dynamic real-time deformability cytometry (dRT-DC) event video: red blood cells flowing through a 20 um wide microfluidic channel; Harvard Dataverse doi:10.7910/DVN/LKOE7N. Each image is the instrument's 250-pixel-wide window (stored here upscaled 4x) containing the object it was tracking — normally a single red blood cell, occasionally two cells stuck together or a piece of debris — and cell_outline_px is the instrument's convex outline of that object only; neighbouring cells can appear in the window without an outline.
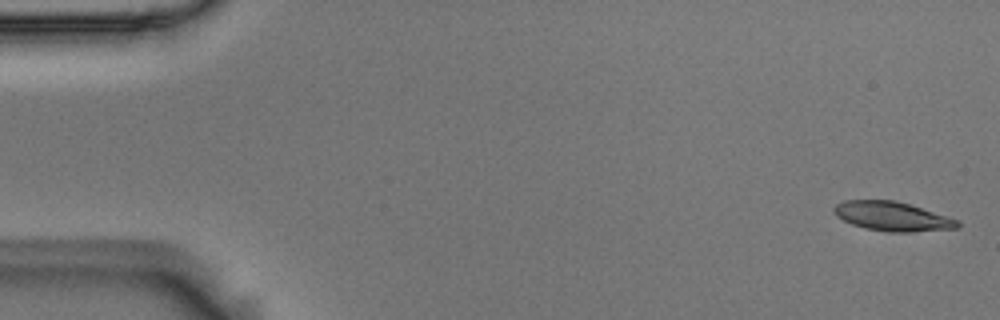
{"species": "Egyptian fruit bat (a non-hibernating species)", "species_latin": "Rousettus aegyptiacus", "temperature_condition": "room temperature", "stored_images_in_passage": 5, "camera_frame_rate_fps": 3000, "um_per_image_px": 0.085, "animal": {"sex": "male"}, "frame": {"image": 1, "passage_image": 1, "time_ms": 0.0, "image_size_px": [1000, 320], "cell_outline_px": [[960, 228], [912, 232], [888, 232], [864, 228], [852, 224], [836, 216], [832, 212], [832, 208], [836, 204], [844, 200], [892, 200], [908, 204], [960, 220]], "centroid_in_image_um": [75.83, 18.4], "position_along_channel_um": 9.2, "area_um2": 21.1}}
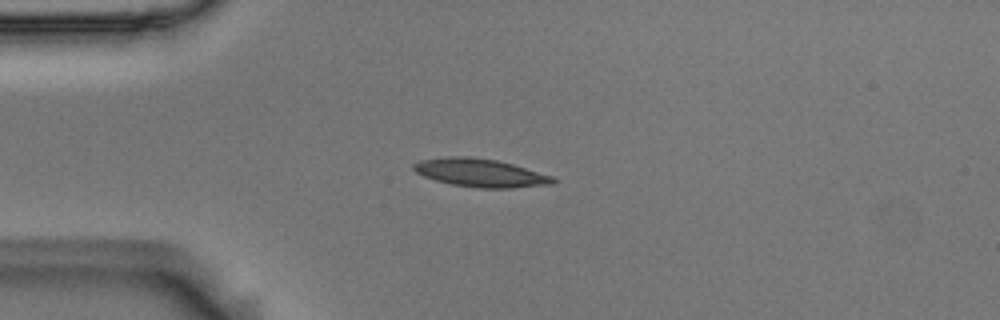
{"frame": {"image": 2, "passage_image": 3, "time_ms": 0.667, "image_size_px": [1000, 320], "cell_outline_px": [[556, 180], [552, 184], [512, 188], [476, 188], [452, 184], [436, 180], [424, 176], [416, 172], [412, 168], [412, 164], [420, 160], [448, 156], [468, 156], [496, 160], [512, 164], [552, 176]], "centroid_in_image_um": [40.8, 14.69], "position_along_channel_um": 44.2, "area_um2": 22.77}}
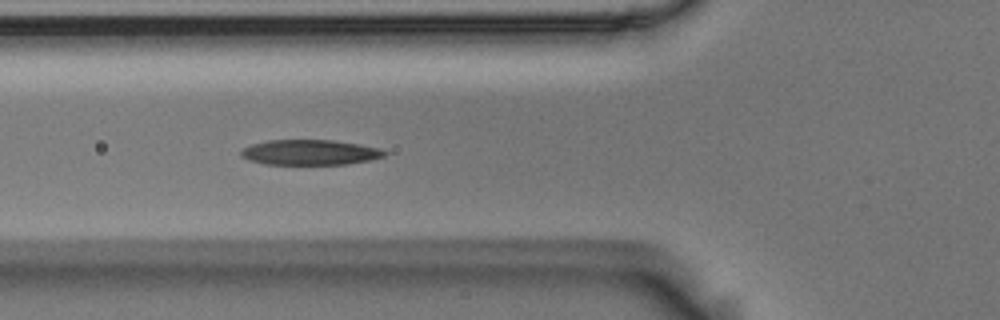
{"frame": {"image": 3, "passage_image": 5, "time_ms": 1.333, "image_size_px": [1000, 320], "cell_outline_px": [[388, 152], [384, 156], [372, 160], [348, 164], [264, 164], [248, 160], [240, 156], [240, 152], [244, 148], [252, 144], [268, 140], [332, 140], [360, 144], [380, 148]], "centroid_in_image_um": [26.36, 12.95], "position_along_channel_um": 99.4, "area_um2": 21.21}}